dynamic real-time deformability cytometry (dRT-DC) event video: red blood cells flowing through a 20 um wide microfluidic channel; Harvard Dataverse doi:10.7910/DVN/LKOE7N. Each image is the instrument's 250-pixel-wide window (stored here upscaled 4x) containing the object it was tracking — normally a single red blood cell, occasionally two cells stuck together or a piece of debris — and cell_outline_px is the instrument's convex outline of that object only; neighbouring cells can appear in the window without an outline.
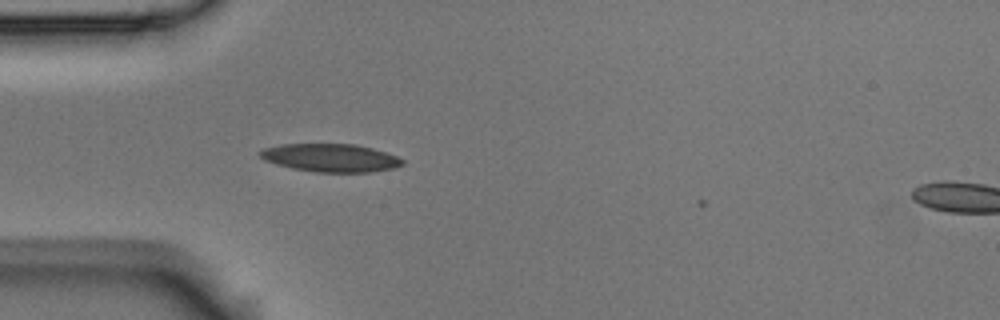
{"species": "Egyptian fruit bat (a non-hibernating species)", "species_latin": "Rousettus aegyptiacus", "temperature_condition": "room temperature", "stored_images_in_passage": 37, "camera_frame_rate_fps": 3000, "um_per_image_px": 0.085, "animal": {"sex": "male"}, "frame": {"image": 1, "passage_image": 1, "time_ms": 0.0, "image_size_px": [1000, 320], "cell_outline_px": [[404, 164], [392, 168], [368, 172], [316, 172], [292, 168], [276, 164], [264, 160], [260, 156], [260, 152], [264, 148], [280, 144], [356, 144], [372, 148], [396, 156], [404, 160]], "centroid_in_image_um": [28.09, 13.41], "position_along_channel_um": 56.9, "area_um2": 23.12}}
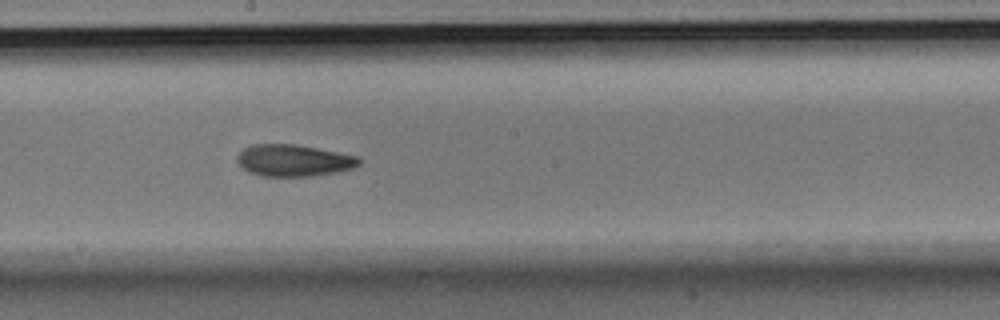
{"frame": {"image": 2, "passage_image": 15, "time_ms": 4.667, "image_size_px": [1000, 320], "cell_outline_px": [[360, 164], [352, 168], [336, 172], [312, 176], [260, 176], [248, 172], [236, 160], [236, 156], [244, 148], [252, 144], [296, 144], [356, 156], [360, 160]], "centroid_in_image_um": [24.92, 13.64], "position_along_channel_um": 223.3, "area_um2": 22.43}}
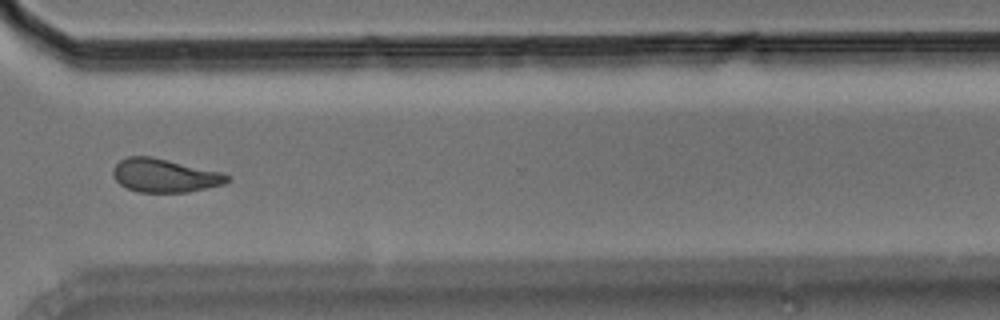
{"frame": {"image": 3, "passage_image": 26, "time_ms": 8.333, "image_size_px": [1000, 320], "cell_outline_px": [[232, 180], [224, 184], [188, 192], [136, 192], [120, 184], [116, 180], [112, 172], [112, 168], [120, 160], [128, 156], [152, 156], [220, 172], [232, 176]], "centroid_in_image_um": [14.0, 14.92], "position_along_channel_um": 356.6, "area_um2": 22.31}, "authors_computed_cell_mechanics": {"area_um2": 22.4264, "velocity_mm_per_s": 3.6417, "shape_relaxation_time_tau1_ms": 8.0444, "shape_relaxation_time_tau2_ms": 4.701, "deformation_change_tau1": 0.1626, "deformation_change_tau2": 0.119}}